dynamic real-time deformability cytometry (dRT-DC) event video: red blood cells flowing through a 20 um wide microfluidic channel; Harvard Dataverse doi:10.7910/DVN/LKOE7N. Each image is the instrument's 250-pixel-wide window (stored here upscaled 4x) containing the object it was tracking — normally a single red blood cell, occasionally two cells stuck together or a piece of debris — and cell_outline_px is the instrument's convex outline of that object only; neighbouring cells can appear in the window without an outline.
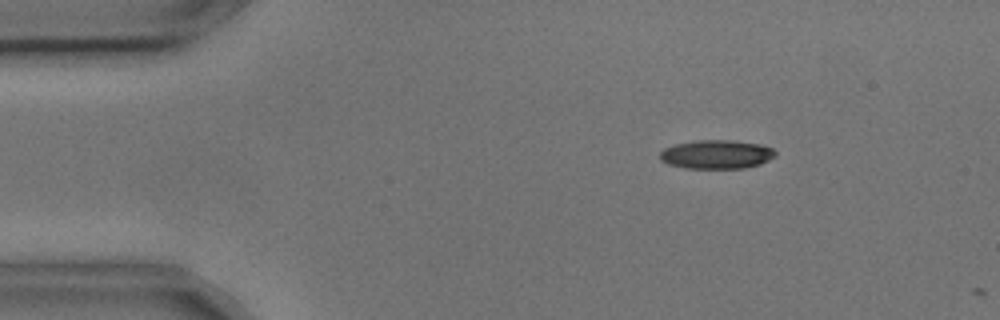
{"species": "common noctule bat (a hibernating species)", "species_latin": "Nyctalus noctula", "temperature_condition": "cold", "stored_images_in_passage": 4, "camera_frame_rate_fps": 3000, "um_per_image_px": 0.085, "animal": {"sex": "male", "body_mass_g": 17.9, "forearm_length_mm": 54.2}, "frame": {"image": 1, "passage_image": 2, "time_ms": 0.333, "image_size_px": [1000, 320], "cell_outline_px": [[776, 156], [760, 164], [744, 168], [684, 168], [668, 164], [660, 160], [660, 152], [664, 148], [676, 144], [696, 140], [736, 140], [760, 144], [772, 148], [776, 152]], "centroid_in_image_um": [60.91, 13.12], "position_along_channel_um": 24.1, "area_um2": 19.48}}